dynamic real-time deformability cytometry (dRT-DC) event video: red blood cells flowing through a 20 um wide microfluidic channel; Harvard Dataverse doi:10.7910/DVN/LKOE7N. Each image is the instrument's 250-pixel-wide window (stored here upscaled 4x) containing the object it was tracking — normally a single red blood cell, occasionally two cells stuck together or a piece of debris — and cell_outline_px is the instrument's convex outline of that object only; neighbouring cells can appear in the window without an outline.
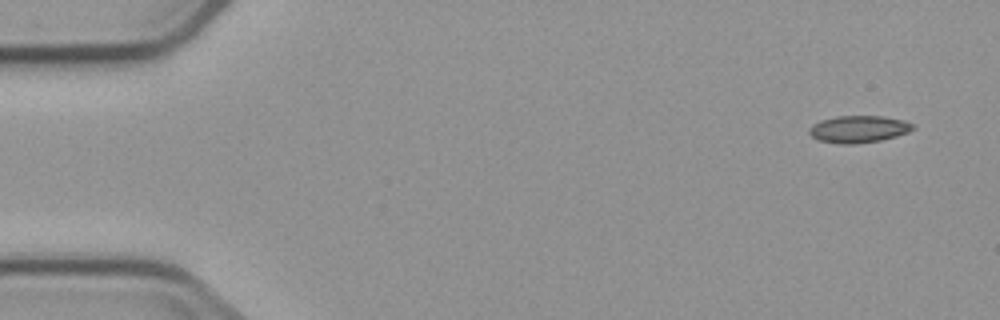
{"species": "common noctule bat (a hibernating species)", "species_latin": "Nyctalus noctula", "temperature_condition": "cold", "stored_images_in_passage": 5, "camera_frame_rate_fps": 3000, "um_per_image_px": 0.085, "animal": {"sex": "male", "body_mass_g": 23.1, "forearm_length_mm": 52.7}, "frame": {"image": 1, "passage_image": 1, "time_ms": 0.0, "image_size_px": [1000, 320], "cell_outline_px": [[916, 128], [908, 132], [896, 136], [880, 140], [852, 144], [840, 144], [820, 140], [812, 136], [808, 132], [808, 128], [812, 124], [820, 120], [836, 116], [884, 116], [904, 120], [912, 124]], "centroid_in_image_um": [72.97, 10.96], "position_along_channel_um": 12.0, "area_um2": 16.36}}
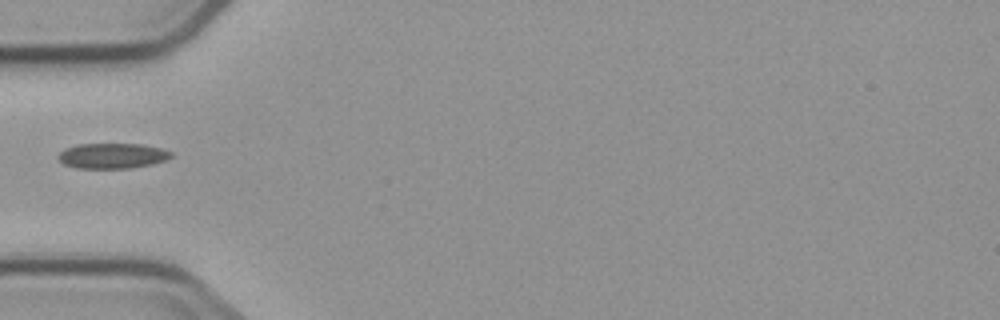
{"frame": {"image": 2, "passage_image": 4, "time_ms": 5.0, "image_size_px": [1000, 320], "cell_outline_px": [[172, 156], [168, 160], [152, 164], [132, 168], [76, 168], [64, 164], [56, 156], [64, 148], [76, 144], [140, 144], [160, 148], [172, 152]], "centroid_in_image_um": [9.54, 13.24], "position_along_channel_um": 75.5, "area_um2": 16.76}}
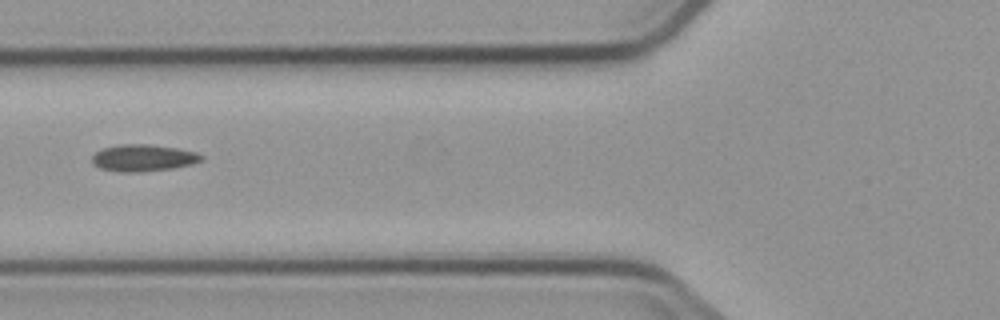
{"frame": {"image": 3, "passage_image": 5, "time_ms": 6.0, "image_size_px": [1000, 320], "cell_outline_px": [[204, 160], [192, 164], [172, 168], [136, 172], [124, 172], [100, 168], [92, 164], [92, 156], [100, 148], [116, 144], [148, 144], [176, 148], [196, 152], [204, 156]], "centroid_in_image_um": [12.16, 13.41], "position_along_channel_um": 113.6, "area_um2": 17.17}}